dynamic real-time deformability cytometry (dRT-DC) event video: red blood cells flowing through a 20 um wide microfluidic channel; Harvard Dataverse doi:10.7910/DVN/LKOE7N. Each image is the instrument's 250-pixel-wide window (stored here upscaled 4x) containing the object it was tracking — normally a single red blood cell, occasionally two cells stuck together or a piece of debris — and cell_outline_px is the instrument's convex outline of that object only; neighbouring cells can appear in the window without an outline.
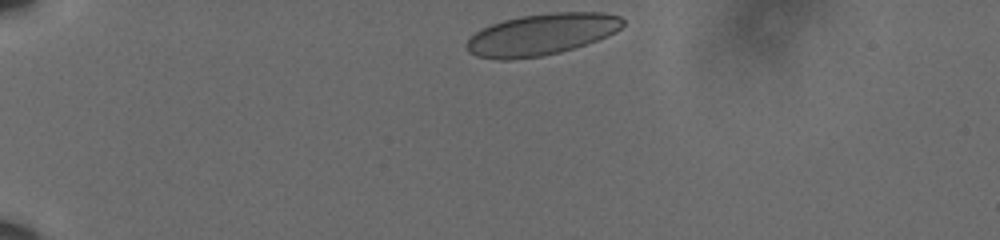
{"species": "human", "species_latin": "Homo sapiens", "temperature_condition": "cold", "stored_images_in_passage": 37, "camera_frame_rate_fps": 3000, "um_per_image_px": 0.085, "donor": {"sex": "male"}, "frame": {"image": 1, "passage_image": 1, "time_ms": 0.0, "image_size_px": [1000, 240], "cell_outline_px": [[624, 24], [620, 28], [596, 40], [560, 52], [540, 56], [508, 60], [496, 60], [476, 56], [468, 52], [464, 44], [480, 28], [504, 20], [520, 16], [552, 12], [604, 12], [620, 16], [624, 20]], "centroid_in_image_um": [45.97, 2.92], "position_along_channel_um": 39.0, "area_um2": 37.63}}
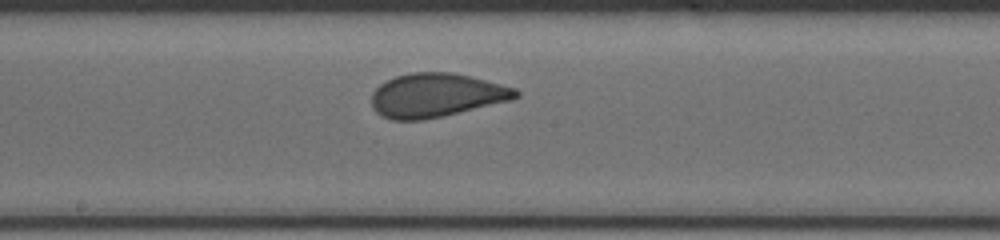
{"frame": {"image": 2, "passage_image": 20, "time_ms": 6.333, "image_size_px": [1000, 240], "cell_outline_px": [[520, 96], [512, 100], [424, 120], [392, 120], [380, 116], [372, 108], [372, 92], [380, 84], [396, 76], [412, 72], [452, 72], [472, 76], [516, 88], [520, 92]], "centroid_in_image_um": [37.09, 8.09], "position_along_channel_um": 211.1, "area_um2": 36.99}}
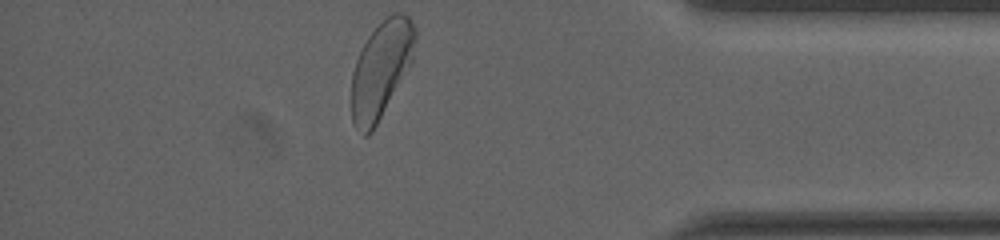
{"frame": {"image": 3, "passage_image": 37, "time_ms": 12.0, "image_size_px": [1000, 240], "cell_outline_px": [[416, 36], [412, 64], [372, 132], [368, 136], [364, 136], [352, 124], [352, 72], [356, 60], [368, 36], [392, 12], [400, 12], [408, 16], [412, 20], [416, 28]], "centroid_in_image_um": [32.41, 5.92], "position_along_channel_um": 402.8, "area_um2": 35.89}, "authors_computed_cell_mechanics": {"area_um2": 36.992, "velocity_mm_per_s": 3.5986, "shape_relaxation_time_tau1_ms": 4.0056, "shape_relaxation_time_tau2_ms": null, "deformation_change_tau1": 0.1096, "deformation_change_tau2": null}}